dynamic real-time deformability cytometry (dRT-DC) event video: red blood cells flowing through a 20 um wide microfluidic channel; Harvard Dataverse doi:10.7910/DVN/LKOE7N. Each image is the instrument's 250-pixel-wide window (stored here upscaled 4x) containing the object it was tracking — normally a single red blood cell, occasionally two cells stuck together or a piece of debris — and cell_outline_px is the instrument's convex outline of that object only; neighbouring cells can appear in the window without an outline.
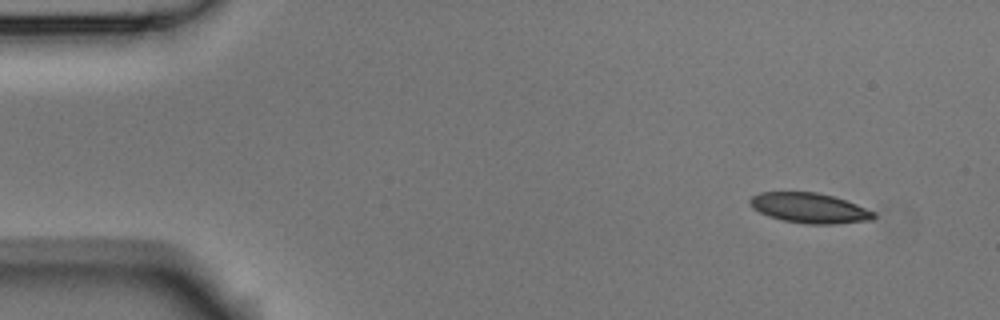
{"species": "Egyptian fruit bat (a non-hibernating species)", "species_latin": "Rousettus aegyptiacus", "temperature_condition": "room temperature", "stored_images_in_passage": 5, "camera_frame_rate_fps": 3000, "um_per_image_px": 0.085, "animal": {"sex": "male"}, "frame": {"image": 1, "passage_image": 1, "time_ms": 0.0, "image_size_px": [1000, 320], "cell_outline_px": [[876, 216], [872, 220], [832, 224], [804, 224], [784, 220], [768, 216], [752, 208], [748, 200], [752, 196], [760, 192], [816, 192], [832, 196], [856, 204], [876, 212]], "centroid_in_image_um": [68.8, 17.68], "position_along_channel_um": 16.2, "area_um2": 21.68}}
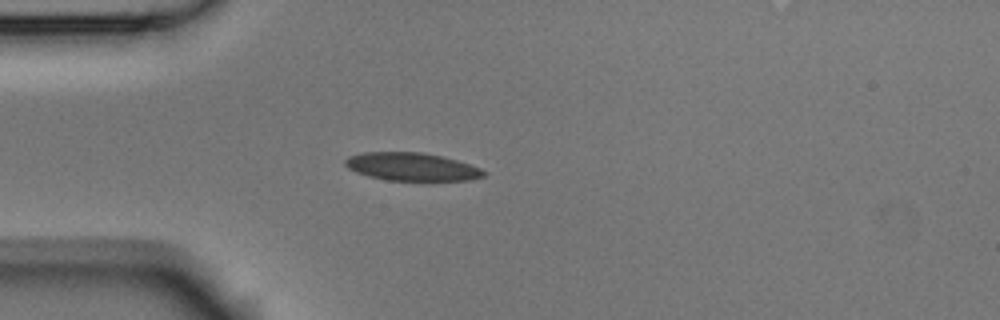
{"frame": {"image": 2, "passage_image": 4, "time_ms": 1.0, "image_size_px": [1000, 320], "cell_outline_px": [[488, 172], [484, 176], [468, 180], [388, 180], [368, 176], [356, 172], [348, 168], [344, 164], [344, 160], [348, 156], [360, 152], [420, 152], [444, 156], [480, 168]], "centroid_in_image_um": [34.97, 14.16], "position_along_channel_um": 50.0, "area_um2": 22.6}}